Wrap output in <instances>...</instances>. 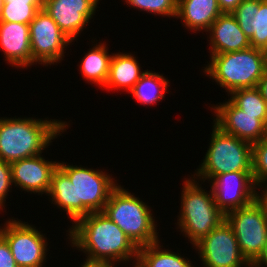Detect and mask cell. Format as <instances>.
<instances>
[{
  "label": "cell",
  "instance_id": "obj_18",
  "mask_svg": "<svg viewBox=\"0 0 267 267\" xmlns=\"http://www.w3.org/2000/svg\"><path fill=\"white\" fill-rule=\"evenodd\" d=\"M211 54L235 52L251 47L250 39L231 13H222L207 31Z\"/></svg>",
  "mask_w": 267,
  "mask_h": 267
},
{
  "label": "cell",
  "instance_id": "obj_7",
  "mask_svg": "<svg viewBox=\"0 0 267 267\" xmlns=\"http://www.w3.org/2000/svg\"><path fill=\"white\" fill-rule=\"evenodd\" d=\"M203 162L192 176L210 181L214 176L231 172H252V144L221 131L216 125ZM201 166V167H200Z\"/></svg>",
  "mask_w": 267,
  "mask_h": 267
},
{
  "label": "cell",
  "instance_id": "obj_31",
  "mask_svg": "<svg viewBox=\"0 0 267 267\" xmlns=\"http://www.w3.org/2000/svg\"><path fill=\"white\" fill-rule=\"evenodd\" d=\"M243 0H217L222 13H232Z\"/></svg>",
  "mask_w": 267,
  "mask_h": 267
},
{
  "label": "cell",
  "instance_id": "obj_22",
  "mask_svg": "<svg viewBox=\"0 0 267 267\" xmlns=\"http://www.w3.org/2000/svg\"><path fill=\"white\" fill-rule=\"evenodd\" d=\"M157 241L138 249L135 267H194L192 262L178 252L163 248Z\"/></svg>",
  "mask_w": 267,
  "mask_h": 267
},
{
  "label": "cell",
  "instance_id": "obj_21",
  "mask_svg": "<svg viewBox=\"0 0 267 267\" xmlns=\"http://www.w3.org/2000/svg\"><path fill=\"white\" fill-rule=\"evenodd\" d=\"M98 43L84 55L79 68L85 81L104 88L109 76L112 54H109V48L104 42Z\"/></svg>",
  "mask_w": 267,
  "mask_h": 267
},
{
  "label": "cell",
  "instance_id": "obj_24",
  "mask_svg": "<svg viewBox=\"0 0 267 267\" xmlns=\"http://www.w3.org/2000/svg\"><path fill=\"white\" fill-rule=\"evenodd\" d=\"M230 100L245 114L258 115L267 125V102L257 87L238 89L229 94Z\"/></svg>",
  "mask_w": 267,
  "mask_h": 267
},
{
  "label": "cell",
  "instance_id": "obj_12",
  "mask_svg": "<svg viewBox=\"0 0 267 267\" xmlns=\"http://www.w3.org/2000/svg\"><path fill=\"white\" fill-rule=\"evenodd\" d=\"M210 182L214 201L224 214L255 201L256 184L252 172L219 174Z\"/></svg>",
  "mask_w": 267,
  "mask_h": 267
},
{
  "label": "cell",
  "instance_id": "obj_28",
  "mask_svg": "<svg viewBox=\"0 0 267 267\" xmlns=\"http://www.w3.org/2000/svg\"><path fill=\"white\" fill-rule=\"evenodd\" d=\"M11 165L0 160V209L5 206L9 188L12 187Z\"/></svg>",
  "mask_w": 267,
  "mask_h": 267
},
{
  "label": "cell",
  "instance_id": "obj_23",
  "mask_svg": "<svg viewBox=\"0 0 267 267\" xmlns=\"http://www.w3.org/2000/svg\"><path fill=\"white\" fill-rule=\"evenodd\" d=\"M163 74L149 71L148 69L136 82L133 89L129 92L132 97L142 105H153L165 98V92L169 84Z\"/></svg>",
  "mask_w": 267,
  "mask_h": 267
},
{
  "label": "cell",
  "instance_id": "obj_34",
  "mask_svg": "<svg viewBox=\"0 0 267 267\" xmlns=\"http://www.w3.org/2000/svg\"><path fill=\"white\" fill-rule=\"evenodd\" d=\"M267 266V240L266 245L262 254L258 257V259L252 264L251 267H264Z\"/></svg>",
  "mask_w": 267,
  "mask_h": 267
},
{
  "label": "cell",
  "instance_id": "obj_35",
  "mask_svg": "<svg viewBox=\"0 0 267 267\" xmlns=\"http://www.w3.org/2000/svg\"><path fill=\"white\" fill-rule=\"evenodd\" d=\"M3 5H4V1L0 0V17H1V14H2Z\"/></svg>",
  "mask_w": 267,
  "mask_h": 267
},
{
  "label": "cell",
  "instance_id": "obj_27",
  "mask_svg": "<svg viewBox=\"0 0 267 267\" xmlns=\"http://www.w3.org/2000/svg\"><path fill=\"white\" fill-rule=\"evenodd\" d=\"M43 5H3L0 22L30 24Z\"/></svg>",
  "mask_w": 267,
  "mask_h": 267
},
{
  "label": "cell",
  "instance_id": "obj_14",
  "mask_svg": "<svg viewBox=\"0 0 267 267\" xmlns=\"http://www.w3.org/2000/svg\"><path fill=\"white\" fill-rule=\"evenodd\" d=\"M99 0H44L43 10L72 41L95 15Z\"/></svg>",
  "mask_w": 267,
  "mask_h": 267
},
{
  "label": "cell",
  "instance_id": "obj_29",
  "mask_svg": "<svg viewBox=\"0 0 267 267\" xmlns=\"http://www.w3.org/2000/svg\"><path fill=\"white\" fill-rule=\"evenodd\" d=\"M0 267H18L6 239L0 234Z\"/></svg>",
  "mask_w": 267,
  "mask_h": 267
},
{
  "label": "cell",
  "instance_id": "obj_6",
  "mask_svg": "<svg viewBox=\"0 0 267 267\" xmlns=\"http://www.w3.org/2000/svg\"><path fill=\"white\" fill-rule=\"evenodd\" d=\"M208 192L194 177L185 178L177 224L193 246L225 220V214L214 201L212 190Z\"/></svg>",
  "mask_w": 267,
  "mask_h": 267
},
{
  "label": "cell",
  "instance_id": "obj_2",
  "mask_svg": "<svg viewBox=\"0 0 267 267\" xmlns=\"http://www.w3.org/2000/svg\"><path fill=\"white\" fill-rule=\"evenodd\" d=\"M68 235L71 246L86 254L84 265L115 267V262L127 263L132 259L133 267L136 265L139 248L103 212L79 218Z\"/></svg>",
  "mask_w": 267,
  "mask_h": 267
},
{
  "label": "cell",
  "instance_id": "obj_19",
  "mask_svg": "<svg viewBox=\"0 0 267 267\" xmlns=\"http://www.w3.org/2000/svg\"><path fill=\"white\" fill-rule=\"evenodd\" d=\"M222 14L217 0H178L176 18L182 19L185 28L207 32Z\"/></svg>",
  "mask_w": 267,
  "mask_h": 267
},
{
  "label": "cell",
  "instance_id": "obj_1",
  "mask_svg": "<svg viewBox=\"0 0 267 267\" xmlns=\"http://www.w3.org/2000/svg\"><path fill=\"white\" fill-rule=\"evenodd\" d=\"M114 179L99 169L58 162L48 196L73 224L91 212H103L111 192L118 186Z\"/></svg>",
  "mask_w": 267,
  "mask_h": 267
},
{
  "label": "cell",
  "instance_id": "obj_4",
  "mask_svg": "<svg viewBox=\"0 0 267 267\" xmlns=\"http://www.w3.org/2000/svg\"><path fill=\"white\" fill-rule=\"evenodd\" d=\"M210 61L203 72L230 94L238 89L257 87L267 67V53L249 47L235 52L210 54Z\"/></svg>",
  "mask_w": 267,
  "mask_h": 267
},
{
  "label": "cell",
  "instance_id": "obj_8",
  "mask_svg": "<svg viewBox=\"0 0 267 267\" xmlns=\"http://www.w3.org/2000/svg\"><path fill=\"white\" fill-rule=\"evenodd\" d=\"M225 220L235 233L242 255L252 265L262 254L267 240V218L262 208L253 201L226 213Z\"/></svg>",
  "mask_w": 267,
  "mask_h": 267
},
{
  "label": "cell",
  "instance_id": "obj_17",
  "mask_svg": "<svg viewBox=\"0 0 267 267\" xmlns=\"http://www.w3.org/2000/svg\"><path fill=\"white\" fill-rule=\"evenodd\" d=\"M0 47L11 66H32L29 24L0 22Z\"/></svg>",
  "mask_w": 267,
  "mask_h": 267
},
{
  "label": "cell",
  "instance_id": "obj_15",
  "mask_svg": "<svg viewBox=\"0 0 267 267\" xmlns=\"http://www.w3.org/2000/svg\"><path fill=\"white\" fill-rule=\"evenodd\" d=\"M41 155L10 163L13 185L30 193L48 194L52 173L58 167V162L45 160Z\"/></svg>",
  "mask_w": 267,
  "mask_h": 267
},
{
  "label": "cell",
  "instance_id": "obj_26",
  "mask_svg": "<svg viewBox=\"0 0 267 267\" xmlns=\"http://www.w3.org/2000/svg\"><path fill=\"white\" fill-rule=\"evenodd\" d=\"M132 8L160 16L176 17L178 0H125Z\"/></svg>",
  "mask_w": 267,
  "mask_h": 267
},
{
  "label": "cell",
  "instance_id": "obj_32",
  "mask_svg": "<svg viewBox=\"0 0 267 267\" xmlns=\"http://www.w3.org/2000/svg\"><path fill=\"white\" fill-rule=\"evenodd\" d=\"M4 5H44V0H3Z\"/></svg>",
  "mask_w": 267,
  "mask_h": 267
},
{
  "label": "cell",
  "instance_id": "obj_3",
  "mask_svg": "<svg viewBox=\"0 0 267 267\" xmlns=\"http://www.w3.org/2000/svg\"><path fill=\"white\" fill-rule=\"evenodd\" d=\"M66 128L67 122L57 119L0 118V160L12 163L40 155Z\"/></svg>",
  "mask_w": 267,
  "mask_h": 267
},
{
  "label": "cell",
  "instance_id": "obj_16",
  "mask_svg": "<svg viewBox=\"0 0 267 267\" xmlns=\"http://www.w3.org/2000/svg\"><path fill=\"white\" fill-rule=\"evenodd\" d=\"M231 14L250 39L251 47L267 53V0H243Z\"/></svg>",
  "mask_w": 267,
  "mask_h": 267
},
{
  "label": "cell",
  "instance_id": "obj_36",
  "mask_svg": "<svg viewBox=\"0 0 267 267\" xmlns=\"http://www.w3.org/2000/svg\"><path fill=\"white\" fill-rule=\"evenodd\" d=\"M80 267H108V266H89V265L82 264Z\"/></svg>",
  "mask_w": 267,
  "mask_h": 267
},
{
  "label": "cell",
  "instance_id": "obj_20",
  "mask_svg": "<svg viewBox=\"0 0 267 267\" xmlns=\"http://www.w3.org/2000/svg\"><path fill=\"white\" fill-rule=\"evenodd\" d=\"M145 72L146 70L141 71L136 56L134 57L133 54L120 51L112 53L109 76L104 87L107 90L125 89L130 92Z\"/></svg>",
  "mask_w": 267,
  "mask_h": 267
},
{
  "label": "cell",
  "instance_id": "obj_30",
  "mask_svg": "<svg viewBox=\"0 0 267 267\" xmlns=\"http://www.w3.org/2000/svg\"><path fill=\"white\" fill-rule=\"evenodd\" d=\"M259 187L261 188V192L260 190L259 192L257 191L258 189H260ZM255 201L260 205L265 217L267 218V184L256 186Z\"/></svg>",
  "mask_w": 267,
  "mask_h": 267
},
{
  "label": "cell",
  "instance_id": "obj_9",
  "mask_svg": "<svg viewBox=\"0 0 267 267\" xmlns=\"http://www.w3.org/2000/svg\"><path fill=\"white\" fill-rule=\"evenodd\" d=\"M9 220L5 222L4 227H0V234L9 244L17 266L42 267L46 262L47 238L27 222L15 218Z\"/></svg>",
  "mask_w": 267,
  "mask_h": 267
},
{
  "label": "cell",
  "instance_id": "obj_11",
  "mask_svg": "<svg viewBox=\"0 0 267 267\" xmlns=\"http://www.w3.org/2000/svg\"><path fill=\"white\" fill-rule=\"evenodd\" d=\"M204 267H251L226 220L194 245Z\"/></svg>",
  "mask_w": 267,
  "mask_h": 267
},
{
  "label": "cell",
  "instance_id": "obj_13",
  "mask_svg": "<svg viewBox=\"0 0 267 267\" xmlns=\"http://www.w3.org/2000/svg\"><path fill=\"white\" fill-rule=\"evenodd\" d=\"M214 110L213 124L226 134L236 136L251 144L267 136V125L258 115L245 114L230 99L211 107ZM216 114V115H215Z\"/></svg>",
  "mask_w": 267,
  "mask_h": 267
},
{
  "label": "cell",
  "instance_id": "obj_5",
  "mask_svg": "<svg viewBox=\"0 0 267 267\" xmlns=\"http://www.w3.org/2000/svg\"><path fill=\"white\" fill-rule=\"evenodd\" d=\"M147 203L118 185L110 194L103 213L138 247L159 241L157 225Z\"/></svg>",
  "mask_w": 267,
  "mask_h": 267
},
{
  "label": "cell",
  "instance_id": "obj_25",
  "mask_svg": "<svg viewBox=\"0 0 267 267\" xmlns=\"http://www.w3.org/2000/svg\"><path fill=\"white\" fill-rule=\"evenodd\" d=\"M252 173L256 186L267 184V136L252 144Z\"/></svg>",
  "mask_w": 267,
  "mask_h": 267
},
{
  "label": "cell",
  "instance_id": "obj_10",
  "mask_svg": "<svg viewBox=\"0 0 267 267\" xmlns=\"http://www.w3.org/2000/svg\"><path fill=\"white\" fill-rule=\"evenodd\" d=\"M32 65L60 63L64 50L72 41L57 23L43 10H39L29 24ZM35 62V63H34Z\"/></svg>",
  "mask_w": 267,
  "mask_h": 267
},
{
  "label": "cell",
  "instance_id": "obj_33",
  "mask_svg": "<svg viewBox=\"0 0 267 267\" xmlns=\"http://www.w3.org/2000/svg\"><path fill=\"white\" fill-rule=\"evenodd\" d=\"M257 88L259 89L261 95L263 96V98L267 102V67H266L264 74L261 77V79L257 85Z\"/></svg>",
  "mask_w": 267,
  "mask_h": 267
}]
</instances>
